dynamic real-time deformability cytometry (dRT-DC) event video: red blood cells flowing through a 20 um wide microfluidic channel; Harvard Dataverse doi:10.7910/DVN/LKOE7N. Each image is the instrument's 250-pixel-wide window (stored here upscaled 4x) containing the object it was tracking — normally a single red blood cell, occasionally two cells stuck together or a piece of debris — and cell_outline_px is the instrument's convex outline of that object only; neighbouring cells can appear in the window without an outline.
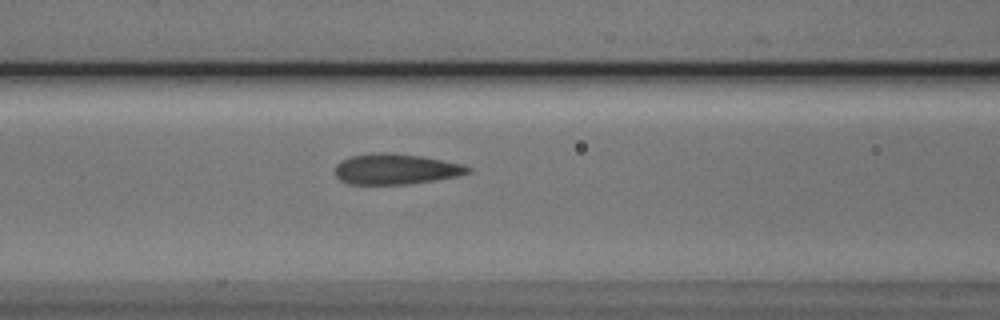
{"species": "Egyptian fruit bat (a non-hibernating species)", "species_latin": "Rousettus aegyptiacus", "temperature_condition": "cold", "stored_images_in_passage": 8, "segment_of_instrument_passage": [1, 2], "camera_frame_rate_fps": 3000, "um_per_image_px": 0.085, "animal": {"sex": "male"}, "frame": {"image": 1, "passage_image": 7, "time_ms": 7.667, "image_size_px": [1000, 320], "cell_outline_px": [[472, 172], [456, 176], [408, 184], [348, 184], [340, 180], [336, 176], [336, 164], [340, 160], [352, 156], [376, 152], [388, 152], [420, 156], [460, 164], [472, 168]], "centroid_in_image_um": [33.6, 14.37], "position_along_channel_um": 133.0, "area_um2": 23.47}}